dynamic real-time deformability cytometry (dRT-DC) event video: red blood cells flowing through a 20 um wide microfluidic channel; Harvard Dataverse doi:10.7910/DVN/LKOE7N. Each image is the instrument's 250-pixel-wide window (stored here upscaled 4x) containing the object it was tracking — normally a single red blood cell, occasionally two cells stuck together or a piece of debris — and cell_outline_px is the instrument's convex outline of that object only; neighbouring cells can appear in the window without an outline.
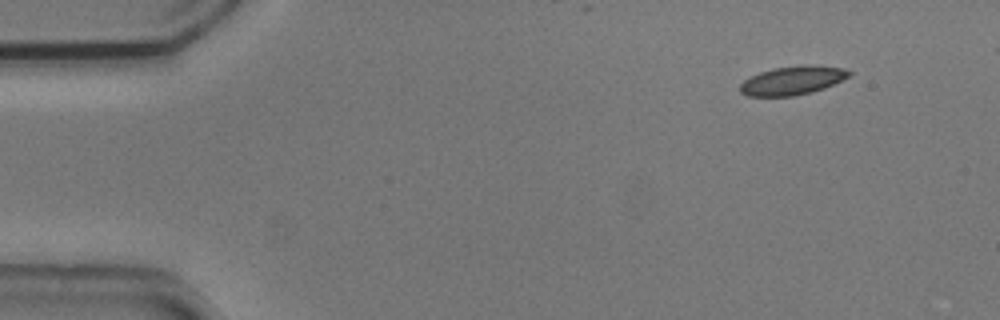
{"species": "common noctule bat (a hibernating species)", "species_latin": "Nyctalus noctula", "temperature_condition": "cold", "stored_images_in_passage": 8, "camera_frame_rate_fps": 3000, "um_per_image_px": 0.085, "animal": {"sex": "male", "body_mass_g": 20.5, "forearm_length_mm": 52.5}, "frame": {"image": 1, "passage_image": 1, "time_ms": 0.0, "image_size_px": [1000, 320], "cell_outline_px": [[852, 76], [824, 88], [812, 92], [792, 96], [748, 96], [740, 92], [740, 84], [744, 80], [760, 72], [772, 68], [800, 64], [812, 64], [844, 68], [852, 72]], "centroid_in_image_um": [67.4, 6.82], "position_along_channel_um": 17.6, "area_um2": 18.5}}